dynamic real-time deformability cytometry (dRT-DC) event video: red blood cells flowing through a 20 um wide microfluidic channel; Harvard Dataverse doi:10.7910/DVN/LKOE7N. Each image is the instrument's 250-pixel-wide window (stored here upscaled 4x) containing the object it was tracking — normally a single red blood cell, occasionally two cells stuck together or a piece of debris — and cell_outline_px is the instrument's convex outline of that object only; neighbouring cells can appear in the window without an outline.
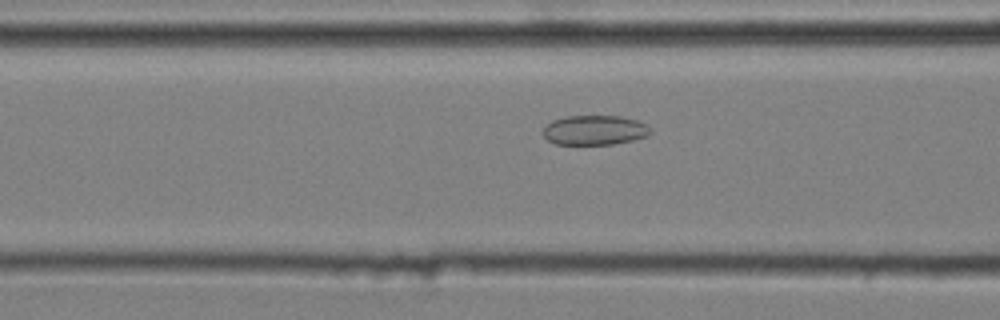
{"species": "common noctule bat (a hibernating species)", "species_latin": "Nyctalus noctula", "temperature_condition": "cold", "stored_images_in_passage": 42, "camera_frame_rate_fps": 3000, "um_per_image_px": 0.085, "animal": {"sex": "male", "body_mass_g": 20.4}, "frame": {"image": 1, "passage_image": 15, "time_ms": 4.667, "image_size_px": [1000, 320], "cell_outline_px": [[652, 132], [648, 136], [632, 140], [612, 144], [556, 144], [548, 140], [540, 132], [552, 120], [564, 116], [620, 116], [636, 120], [648, 124]], "centroid_in_image_um": [50.54, 11.05], "position_along_channel_um": 116.1, "area_um2": 18.67}}
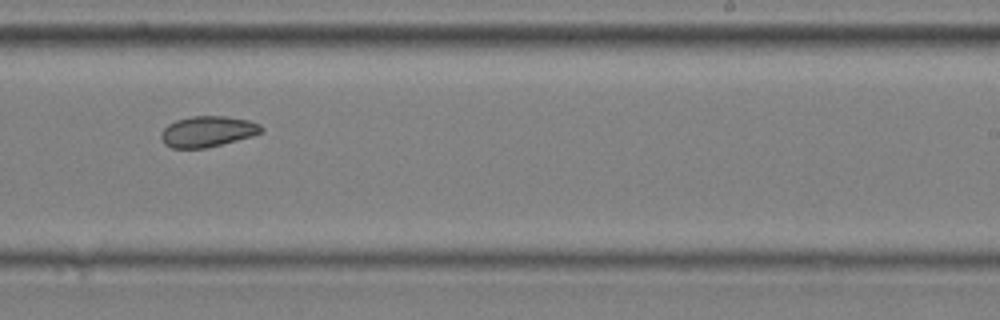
{"frame": {"image": 2, "passage_image": 28, "time_ms": 9.0, "image_size_px": [1000, 320], "cell_outline_px": [[264, 132], [252, 136], [204, 148], [172, 148], [164, 144], [160, 136], [160, 132], [168, 124], [176, 120], [192, 116], [224, 116], [248, 120], [260, 124], [264, 128]], "centroid_in_image_um": [17.64, 11.17], "position_along_channel_um": 271.4, "area_um2": 17.98}}
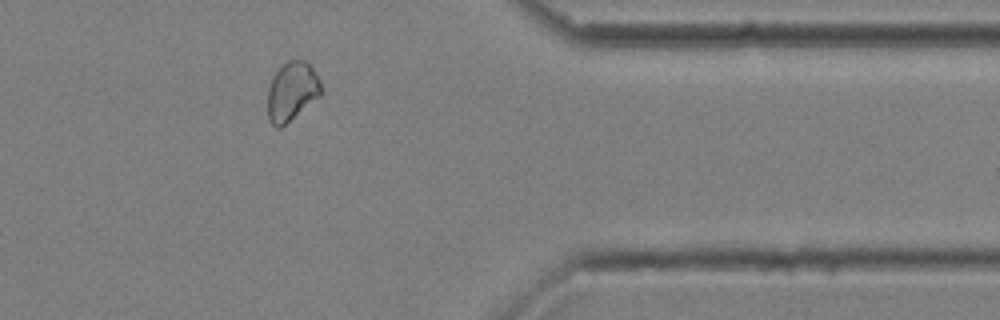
{"frame": {"image": 3, "passage_image": 39, "time_ms": 12.667, "image_size_px": [1000, 320], "cell_outline_px": [[324, 92], [320, 96], [280, 128], [276, 128], [268, 120], [268, 88], [272, 76], [288, 60], [304, 60], [312, 68], [320, 80]], "centroid_in_image_um": [24.81, 7.77], "position_along_channel_um": 386.6, "area_um2": 18.32}, "authors_computed_cell_mechanics": {"area_um2": 18.6116, "velocity_mm_per_s": 3.5853, "shape_relaxation_time_tau1_ms": null, "shape_relaxation_time_tau2_ms": 3.2559, "deformation_change_tau1": null, "deformation_change_tau2": 0.0708}}